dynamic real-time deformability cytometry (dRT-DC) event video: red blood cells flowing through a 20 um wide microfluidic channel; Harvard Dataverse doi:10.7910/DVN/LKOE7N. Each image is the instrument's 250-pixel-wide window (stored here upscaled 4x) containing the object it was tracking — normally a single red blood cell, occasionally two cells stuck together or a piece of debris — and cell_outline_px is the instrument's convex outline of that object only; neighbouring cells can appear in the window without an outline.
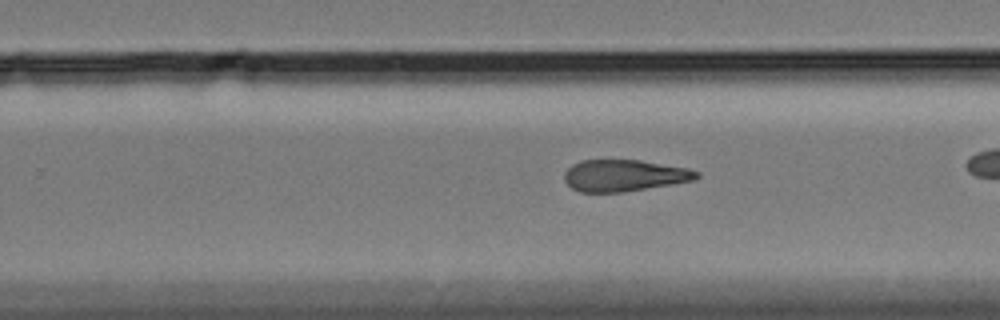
{"species": "Egyptian fruit bat (a non-hibernating species)", "species_latin": "Rousettus aegyptiacus", "temperature_condition": "cold", "stored_images_in_passage": 33, "camera_frame_rate_fps": 3000, "um_per_image_px": 0.085, "animal": {"sex": "female"}, "frame": {"image": 1, "passage_image": 24, "time_ms": 7.667, "image_size_px": [1000, 320], "cell_outline_px": [[700, 176], [692, 180], [672, 184], [624, 192], [580, 192], [572, 188], [564, 180], [564, 172], [572, 164], [580, 160], [640, 160], [688, 168], [700, 172]], "centroid_in_image_um": [53.04, 14.91], "position_along_channel_um": 276.8, "area_um2": 24.39}}
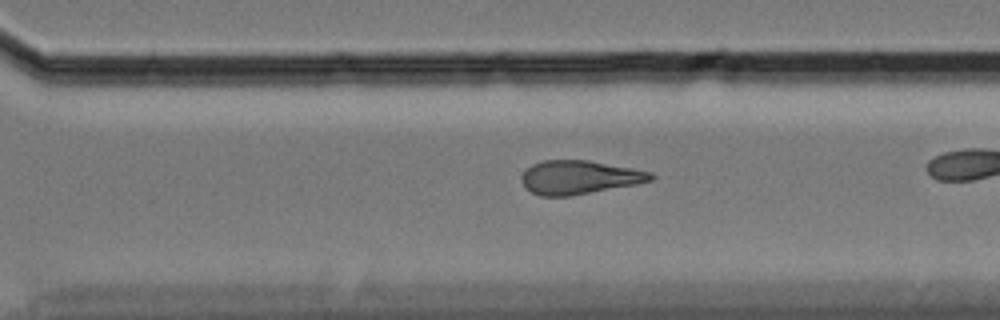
{"frame": {"image": 2, "passage_image": 28, "time_ms": 9.0, "image_size_px": [1000, 320], "cell_outline_px": [[656, 176], [652, 180], [636, 184], [572, 196], [540, 196], [524, 188], [520, 180], [520, 176], [532, 164], [540, 160], [588, 160], [632, 168], [652, 172]], "centroid_in_image_um": [49.21, 15.07], "position_along_channel_um": 321.4, "area_um2": 25.55}}